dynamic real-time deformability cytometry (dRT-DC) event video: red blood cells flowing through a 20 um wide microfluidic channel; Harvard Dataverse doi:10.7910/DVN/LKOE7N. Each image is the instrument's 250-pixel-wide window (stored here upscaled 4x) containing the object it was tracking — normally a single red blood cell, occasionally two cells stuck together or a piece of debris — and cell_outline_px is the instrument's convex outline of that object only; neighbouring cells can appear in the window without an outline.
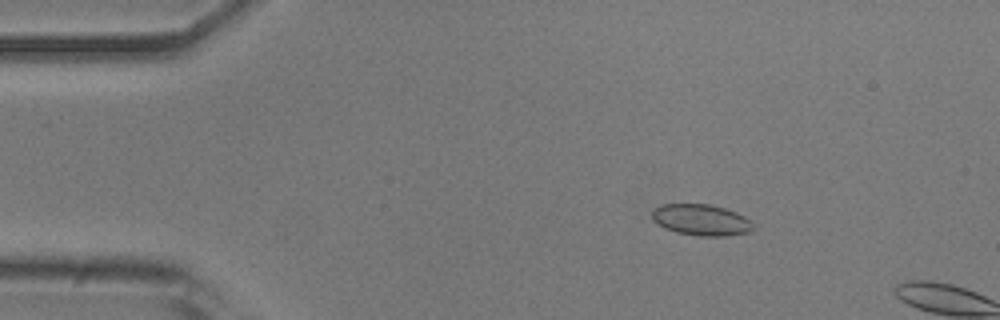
{"species": "common noctule bat (a hibernating species)", "species_latin": "Nyctalus noctula", "temperature_condition": "room temperature", "stored_images_in_passage": 10, "camera_frame_rate_fps": 3000, "um_per_image_px": 0.085, "animal": {"sex": "male", "body_mass_g": 20.5, "forearm_length_mm": 52.5}, "frame": {"image": 1, "passage_image": 7, "time_ms": 2.0, "image_size_px": [1000, 320], "cell_outline_px": [[752, 228], [748, 232], [728, 236], [700, 236], [676, 232], [664, 228], [652, 220], [652, 212], [660, 204], [708, 204], [724, 208], [736, 212], [752, 220]], "centroid_in_image_um": [59.59, 18.69], "position_along_channel_um": 25.4, "area_um2": 18.38}}